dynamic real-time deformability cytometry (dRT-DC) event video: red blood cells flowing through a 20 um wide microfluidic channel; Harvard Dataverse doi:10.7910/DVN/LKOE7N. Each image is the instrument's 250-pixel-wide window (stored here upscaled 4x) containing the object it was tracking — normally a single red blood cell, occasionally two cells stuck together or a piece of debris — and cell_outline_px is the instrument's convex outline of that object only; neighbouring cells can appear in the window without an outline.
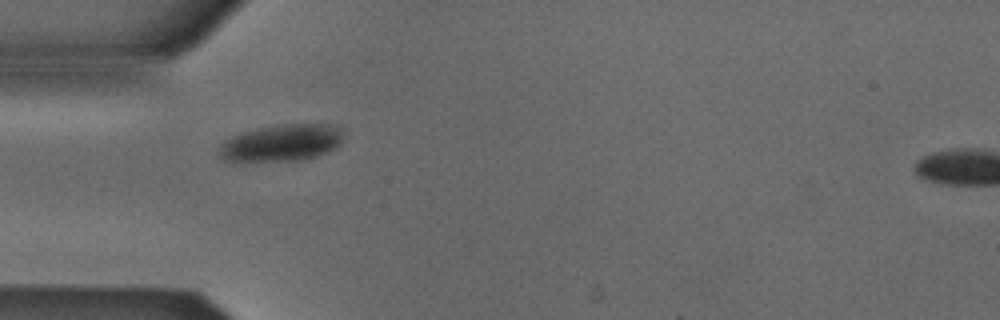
{"species": "Egyptian fruit bat (a non-hibernating species)", "species_latin": "Rousettus aegyptiacus", "temperature_condition": "cold", "stored_images_in_passage": 8, "camera_frame_rate_fps": 3000, "um_per_image_px": 0.085, "animal": {"sex": "male"}, "frame": {"image": 1, "passage_image": 4, "time_ms": 1.0, "image_size_px": [1000, 320], "cell_outline_px": [[344, 132], [340, 144], [336, 148], [328, 152], [312, 156], [292, 160], [224, 160], [220, 156], [220, 144], [224, 140], [240, 132], [260, 128], [288, 124], [336, 124], [344, 128]], "centroid_in_image_um": [24.0, 12.1], "position_along_channel_um": 61.0, "area_um2": 26.3}}
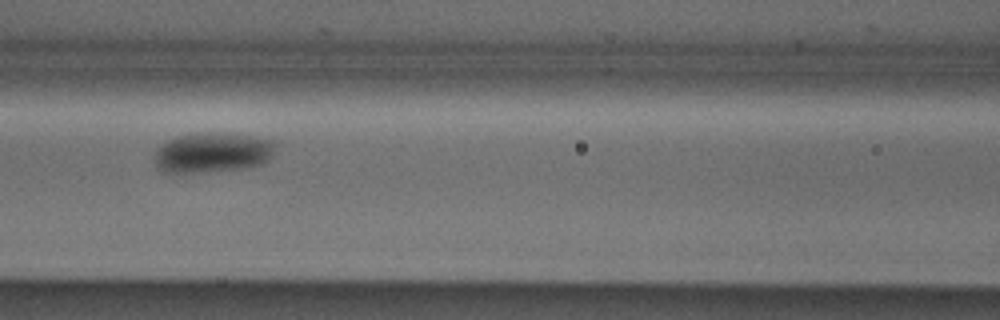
{"frame": {"image": 2, "passage_image": 6, "time_ms": 1.667, "image_size_px": [1000, 320], "cell_outline_px": [[276, 144], [268, 160], [260, 164], [244, 168], [196, 172], [160, 172], [156, 164], [156, 152], [160, 144], [176, 136], [192, 132], [212, 132], [248, 136], [272, 140]], "centroid_in_image_um": [18.01, 12.95], "position_along_channel_um": 148.6, "area_um2": 27.98}}
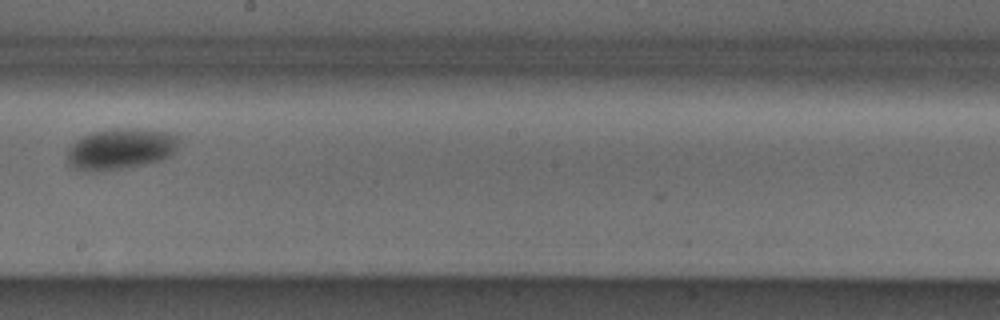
{"frame": {"image": 3, "passage_image": 8, "time_ms": 2.333, "image_size_px": [1000, 320], "cell_outline_px": [[180, 140], [172, 156], [164, 160], [124, 168], [76, 168], [68, 164], [68, 148], [76, 140], [92, 132], [112, 128], [136, 128], [168, 132], [176, 136]], "centroid_in_image_um": [10.33, 12.61], "position_along_channel_um": 237.9, "area_um2": 26.13}}